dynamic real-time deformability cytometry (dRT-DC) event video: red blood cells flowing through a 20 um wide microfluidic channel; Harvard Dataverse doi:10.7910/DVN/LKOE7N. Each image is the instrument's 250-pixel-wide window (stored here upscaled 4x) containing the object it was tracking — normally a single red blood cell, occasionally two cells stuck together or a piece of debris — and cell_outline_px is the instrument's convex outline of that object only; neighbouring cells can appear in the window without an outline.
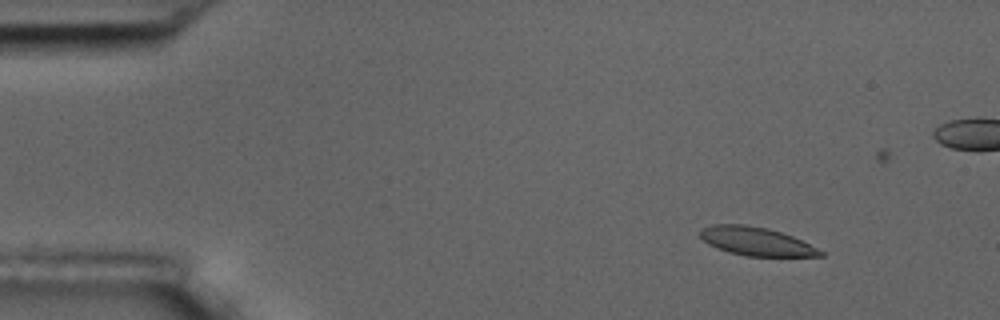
{"species": "common noctule bat (a hibernating species)", "species_latin": "Nyctalus noctula", "temperature_condition": "room temperature", "stored_images_in_passage": 6, "camera_frame_rate_fps": 3000, "um_per_image_px": 0.085, "animal": {"sex": "male", "body_mass_g": 17.5, "forearm_length_mm": 52.3}, "frame": {"image": 1, "passage_image": 2, "time_ms": 1.333, "image_size_px": [1000, 320], "cell_outline_px": [[824, 256], [744, 256], [728, 252], [716, 248], [708, 244], [700, 236], [700, 228], [712, 224], [744, 224], [768, 228], [792, 236], [824, 252]], "centroid_in_image_um": [64.22, 20.51], "position_along_channel_um": 20.8, "area_um2": 19.88}}